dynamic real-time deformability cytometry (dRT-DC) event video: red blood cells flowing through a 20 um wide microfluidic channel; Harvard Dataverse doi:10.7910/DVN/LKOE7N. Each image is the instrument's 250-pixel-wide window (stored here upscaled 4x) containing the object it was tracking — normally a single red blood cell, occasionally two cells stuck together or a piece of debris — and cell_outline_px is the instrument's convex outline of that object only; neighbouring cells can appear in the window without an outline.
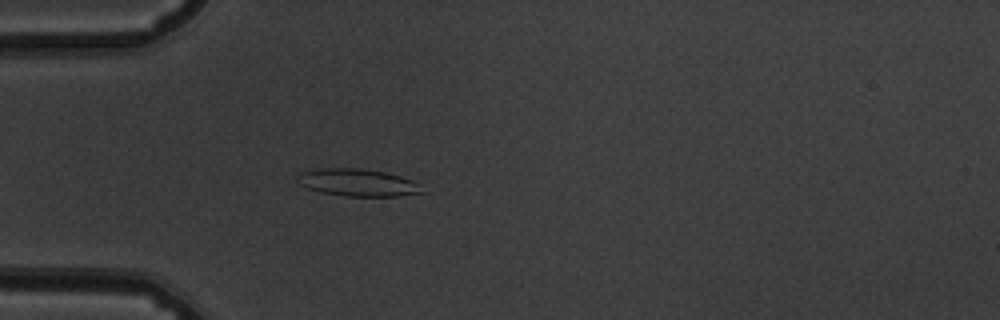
{"species": "common noctule bat (a hibernating species)", "species_latin": "Nyctalus noctula", "temperature_condition": "warm", "stored_images_in_passage": 43, "camera_frame_rate_fps": 3000, "um_per_image_px": 0.085, "animal": {"sex": "male", "body_mass_g": 19.5, "forearm_length_mm": 54.6}, "frame": {"image": 1, "passage_image": 6, "time_ms": 1.667, "image_size_px": [1000, 320], "cell_outline_px": [[424, 192], [400, 196], [344, 196], [320, 192], [308, 188], [300, 184], [296, 176], [300, 172], [320, 168], [360, 168], [384, 172], [400, 176], [412, 180]], "centroid_in_image_um": [30.36, 15.51], "position_along_channel_um": 54.6, "area_um2": 19.71}}
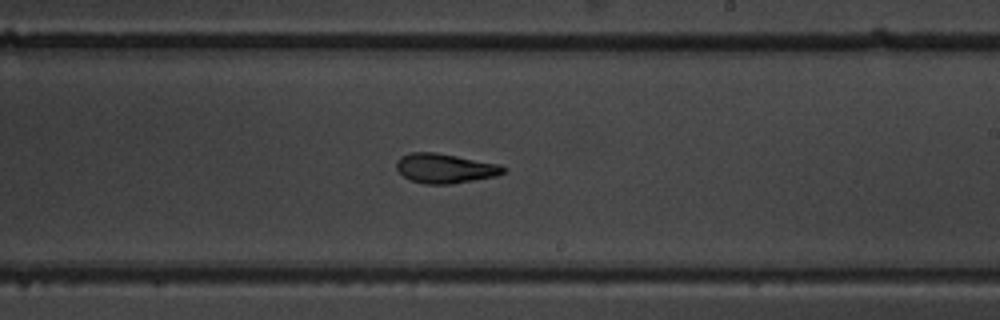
{"frame": {"image": 2, "passage_image": 22, "time_ms": 7.0, "image_size_px": [1000, 320], "cell_outline_px": [[508, 168], [504, 172], [496, 176], [448, 184], [424, 184], [408, 180], [396, 168], [396, 160], [400, 156], [412, 152], [436, 152], [500, 164]], "centroid_in_image_um": [37.81, 14.3], "position_along_channel_um": 251.2, "area_um2": 18.5}}
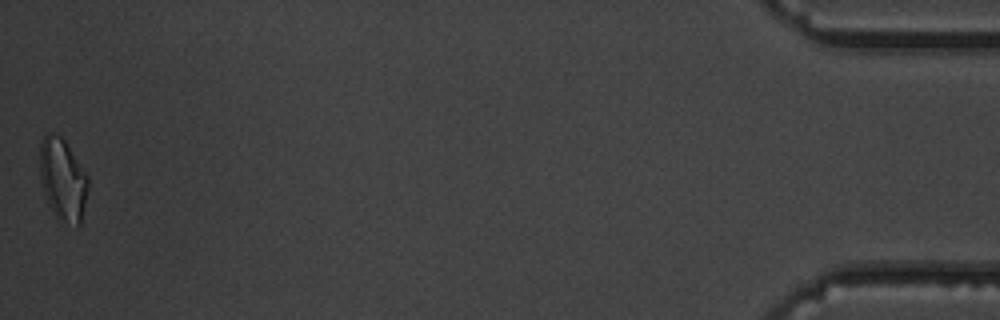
{"frame": {"image": 3, "passage_image": 43, "time_ms": 14.0, "image_size_px": [1000, 320], "cell_outline_px": [[88, 188], [80, 224], [76, 228], [60, 224], [48, 204], [44, 192], [40, 176], [40, 144], [44, 136], [48, 132], [60, 136], [64, 140], [88, 176]], "centroid_in_image_um": [5.33, 15.34], "position_along_channel_um": 429.9, "area_um2": 23.24}, "authors_computed_cell_mechanics": {"area_um2": 18.7272, "velocity_mm_per_s": 3.8409, "shape_relaxation_time_tau1_ms": 6.2326, "shape_relaxation_time_tau2_ms": 2.6757, "deformation_change_tau1": 0.1831, "deformation_change_tau2": 0.1033}}